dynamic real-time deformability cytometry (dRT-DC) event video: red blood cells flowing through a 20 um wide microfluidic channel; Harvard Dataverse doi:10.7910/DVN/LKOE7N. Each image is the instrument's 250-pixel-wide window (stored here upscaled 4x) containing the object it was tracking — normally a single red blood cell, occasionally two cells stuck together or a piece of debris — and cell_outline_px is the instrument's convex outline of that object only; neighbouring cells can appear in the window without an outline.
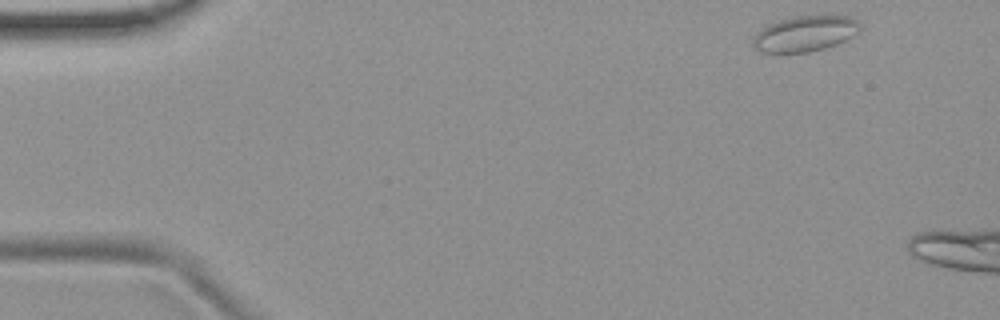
{"species": "common noctule bat (a hibernating species)", "species_latin": "Nyctalus noctula", "temperature_condition": "room temperature", "stored_images_in_passage": 3, "camera_frame_rate_fps": 3000, "um_per_image_px": 0.085, "animal": {"sex": "female", "body_mass_g": 19.9}, "frame": {"image": 1, "passage_image": 1, "time_ms": 0.0, "image_size_px": [1000, 320], "cell_outline_px": [[860, 32], [836, 44], [824, 48], [808, 52], [760, 52], [752, 44], [752, 36], [764, 24], [776, 20], [792, 16], [848, 16], [856, 20], [860, 24]], "centroid_in_image_um": [68.36, 2.85], "position_along_channel_um": 16.6, "area_um2": 22.43}}